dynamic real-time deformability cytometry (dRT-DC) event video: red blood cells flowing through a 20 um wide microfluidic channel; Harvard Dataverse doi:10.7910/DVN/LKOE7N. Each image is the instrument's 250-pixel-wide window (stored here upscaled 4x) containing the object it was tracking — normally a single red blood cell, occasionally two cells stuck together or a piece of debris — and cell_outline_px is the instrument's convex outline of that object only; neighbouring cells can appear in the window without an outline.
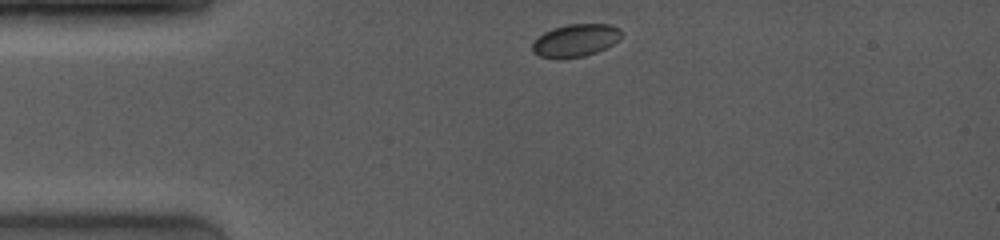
{"species": "common noctule bat (a hibernating species)", "species_latin": "Nyctalus noctula", "temperature_condition": "room temperature", "stored_images_in_passage": 13, "camera_frame_rate_fps": 4000, "um_per_image_px": 0.085, "animal": {"sex": "female", "body_mass_g": 19.0, "forearm_length_mm": 53.3}, "frame": {"image": 1, "passage_image": 1, "time_ms": 0.0, "image_size_px": [1000, 240], "cell_outline_px": [[620, 36], [612, 44], [596, 52], [584, 56], [560, 60], [540, 56], [532, 52], [532, 44], [544, 32], [552, 28], [568, 24], [612, 24], [620, 28]], "centroid_in_image_um": [48.88, 3.44], "position_along_channel_um": 36.1, "area_um2": 16.94}}